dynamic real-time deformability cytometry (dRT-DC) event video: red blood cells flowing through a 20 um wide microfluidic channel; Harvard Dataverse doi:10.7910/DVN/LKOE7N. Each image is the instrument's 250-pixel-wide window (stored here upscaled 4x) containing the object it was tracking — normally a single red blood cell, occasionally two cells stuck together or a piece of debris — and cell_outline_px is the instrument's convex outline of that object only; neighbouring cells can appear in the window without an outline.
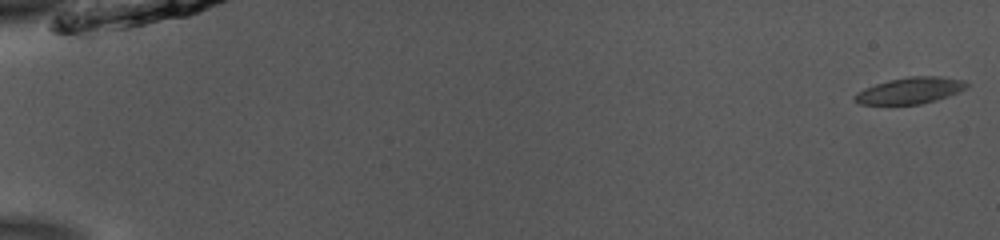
{"species": "common noctule bat (a hibernating species)", "species_latin": "Nyctalus noctula", "temperature_condition": "room temperature", "stored_images_in_passage": 53, "camera_frame_rate_fps": 3000, "um_per_image_px": 0.085, "animal": {"sex": "male", "body_mass_g": 13.0, "forearm_length_mm": 53.1}, "frame": {"image": 1, "passage_image": 1, "time_ms": 0.0, "image_size_px": [1000, 240], "cell_outline_px": [[968, 84], [960, 92], [936, 100], [920, 104], [860, 104], [852, 96], [856, 92], [864, 88], [888, 80], [908, 76], [940, 76], [964, 80]], "centroid_in_image_um": [77.35, 7.69], "position_along_channel_um": 7.6, "area_um2": 17.17}}
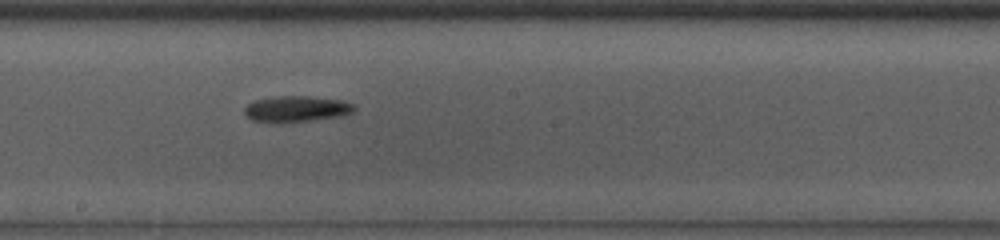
{"frame": {"image": 2, "passage_image": 31, "time_ms": 10.0, "image_size_px": [1000, 240], "cell_outline_px": [[356, 108], [352, 112], [340, 116], [284, 124], [276, 124], [252, 120], [244, 112], [244, 108], [248, 104], [256, 100], [276, 96], [308, 96], [344, 100], [356, 104]], "centroid_in_image_um": [25.21, 9.27], "position_along_channel_um": 223.0, "area_um2": 16.99}}
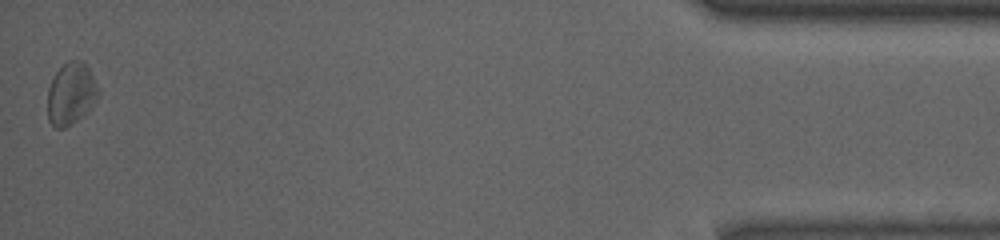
{"frame": {"image": 3, "passage_image": 53, "time_ms": 17.333, "image_size_px": [1000, 240], "cell_outline_px": [[100, 92], [92, 108], [88, 112], [72, 124], [64, 128], [56, 128], [48, 120], [48, 88], [56, 72], [68, 60], [80, 60], [88, 68]], "centroid_in_image_um": [6.04, 7.99], "position_along_channel_um": 429.2, "area_um2": 18.26}, "authors_computed_cell_mechanics": {"area_um2": 16.7042, "velocity_mm_per_s": 3.8662, "shape_relaxation_time_tau1_ms": 1.9308, "shape_relaxation_time_tau2_ms": null, "deformation_change_tau1": 0.1073, "deformation_change_tau2": null}}